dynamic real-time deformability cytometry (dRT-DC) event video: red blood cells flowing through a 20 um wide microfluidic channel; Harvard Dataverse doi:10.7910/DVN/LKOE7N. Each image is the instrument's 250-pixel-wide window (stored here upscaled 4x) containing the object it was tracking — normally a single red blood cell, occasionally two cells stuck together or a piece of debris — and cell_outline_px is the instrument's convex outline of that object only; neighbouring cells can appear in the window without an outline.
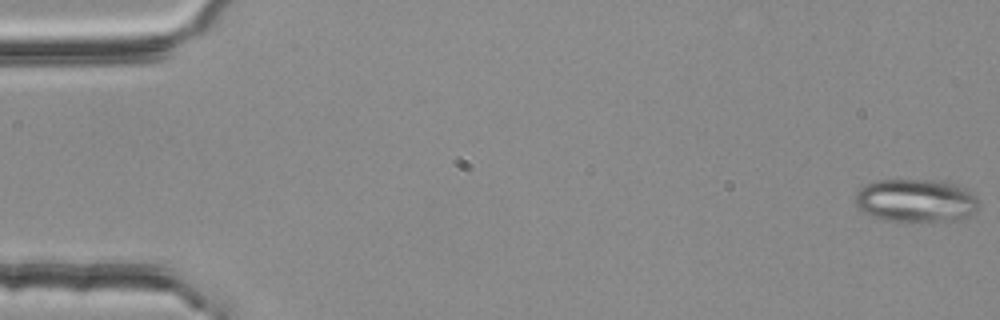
{"species": "common noctule bat (a hibernating species)", "species_latin": "Nyctalus noctula", "temperature_condition": "room temperature", "stored_images_in_passage": 17, "camera_frame_rate_fps": 3000, "um_per_image_px": 0.085, "animal": {"sex": "female", "body_mass_g": 25.1}, "frame": {"image": 1, "passage_image": 1, "time_ms": 0.0, "image_size_px": [1000, 320], "cell_outline_px": [[980, 208], [976, 212], [952, 220], [884, 220], [860, 208], [856, 204], [856, 192], [864, 184], [876, 180], [944, 180], [956, 184], [964, 188], [976, 196], [980, 200]], "centroid_in_image_um": [77.9, 17.0], "position_along_channel_um": 7.1, "area_um2": 30.69}}
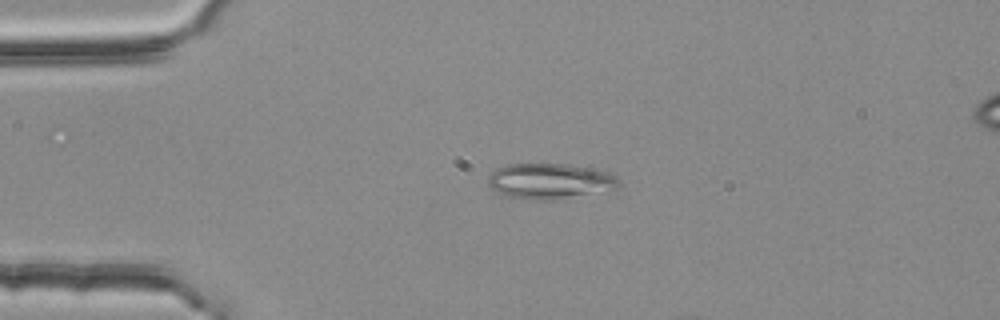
{"frame": {"image": 2, "passage_image": 13, "time_ms": 4.0, "image_size_px": [1000, 320], "cell_outline_px": [[620, 188], [556, 200], [532, 200], [508, 196], [496, 192], [488, 184], [488, 176], [496, 168], [508, 164], [568, 164], [596, 168], [612, 172], [620, 180]], "centroid_in_image_um": [46.8, 15.39], "position_along_channel_um": 38.2, "area_um2": 27.57}}